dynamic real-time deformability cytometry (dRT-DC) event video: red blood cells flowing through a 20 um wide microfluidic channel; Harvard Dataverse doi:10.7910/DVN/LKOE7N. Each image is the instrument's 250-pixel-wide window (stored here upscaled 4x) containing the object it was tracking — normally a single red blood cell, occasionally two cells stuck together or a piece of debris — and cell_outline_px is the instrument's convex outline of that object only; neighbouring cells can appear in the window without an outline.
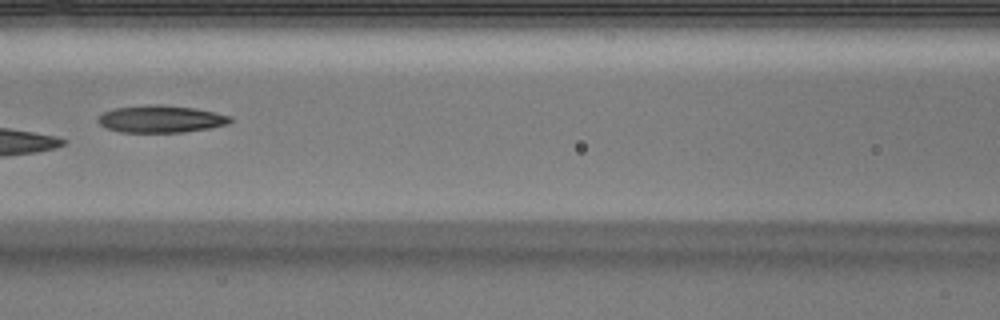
{"species": "Egyptian fruit bat (a non-hibernating species)", "species_latin": "Rousettus aegyptiacus", "temperature_condition": "warm", "stored_images_in_passage": 6, "camera_frame_rate_fps": 3000, "um_per_image_px": 0.085, "animal": {"sex": "male"}, "frame": {"image": 1, "passage_image": 6, "time_ms": 1.667, "image_size_px": [1000, 320], "cell_outline_px": [[232, 120], [228, 124], [208, 128], [184, 132], [120, 132], [108, 128], [100, 124], [96, 120], [96, 116], [104, 112], [116, 108], [148, 104], [156, 104], [192, 108], [232, 116]], "centroid_in_image_um": [13.64, 10.11], "position_along_channel_um": 153.0, "area_um2": 20.81}}